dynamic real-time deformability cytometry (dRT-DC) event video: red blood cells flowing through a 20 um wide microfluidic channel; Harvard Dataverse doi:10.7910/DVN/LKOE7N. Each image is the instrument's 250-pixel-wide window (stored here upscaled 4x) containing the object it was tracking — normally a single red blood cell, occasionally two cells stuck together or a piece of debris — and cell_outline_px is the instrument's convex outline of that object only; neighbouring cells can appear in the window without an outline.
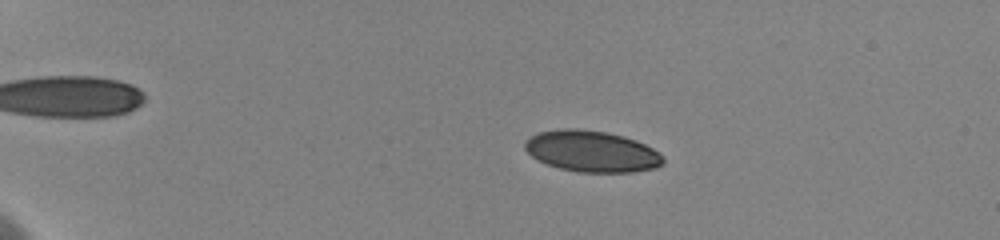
{"species": "human", "species_latin": "Homo sapiens", "temperature_condition": "cold", "stored_images_in_passage": 64, "camera_frame_rate_fps": 3000, "um_per_image_px": 0.085, "donor": {"sex": "female"}, "frame": {"image": 1, "passage_image": 1, "time_ms": 0.0, "image_size_px": [1000, 240], "cell_outline_px": [[664, 164], [656, 168], [632, 172], [576, 172], [560, 168], [548, 164], [532, 156], [524, 148], [524, 144], [532, 136], [540, 132], [560, 128], [576, 128], [604, 132], [624, 136], [636, 140], [660, 152], [664, 156]], "centroid_in_image_um": [50.35, 12.87], "position_along_channel_um": 34.7, "area_um2": 33.18}}
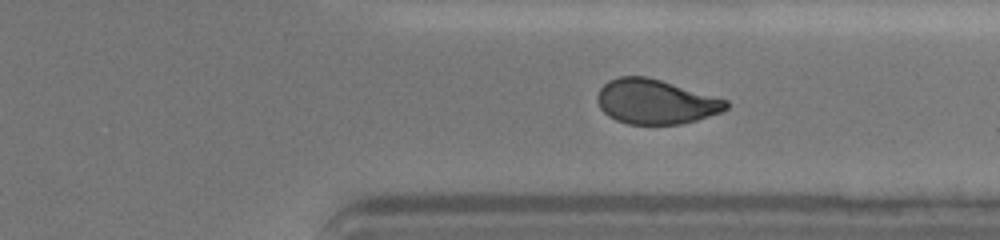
{"frame": {"image": 2, "passage_image": 43, "time_ms": 11.333, "image_size_px": [1000, 240], "cell_outline_px": [[728, 108], [720, 112], [696, 120], [680, 124], [628, 124], [616, 120], [608, 116], [600, 108], [596, 100], [596, 96], [600, 88], [608, 80], [620, 76], [648, 76], [728, 100]], "centroid_in_image_um": [55.69, 8.64], "position_along_channel_um": 355.7, "area_um2": 33.52}}
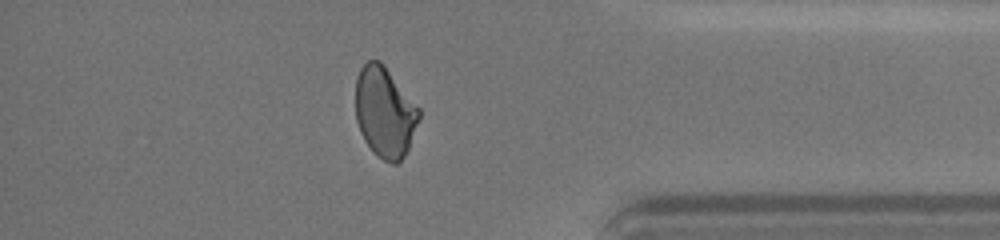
{"frame": {"image": 3, "passage_image": 52, "time_ms": 13.0, "image_size_px": [1000, 240], "cell_outline_px": [[420, 116], [408, 148], [404, 156], [396, 164], [392, 164], [384, 160], [372, 152], [364, 140], [360, 132], [356, 120], [356, 76], [360, 68], [368, 60], [380, 60], [384, 64], [420, 108]], "centroid_in_image_um": [32.69, 9.52], "position_along_channel_um": 402.5, "area_um2": 33.58}, "authors_computed_cell_mechanics": {"area_um2": 34.2465, "velocity_mm_per_s": 3.6205, "shape_relaxation_time_tau1_ms": 5.6911, "shape_relaxation_time_tau2_ms": 1.4873, "deformation_change_tau1": 0.1515, "deformation_change_tau2": 0.0563}}